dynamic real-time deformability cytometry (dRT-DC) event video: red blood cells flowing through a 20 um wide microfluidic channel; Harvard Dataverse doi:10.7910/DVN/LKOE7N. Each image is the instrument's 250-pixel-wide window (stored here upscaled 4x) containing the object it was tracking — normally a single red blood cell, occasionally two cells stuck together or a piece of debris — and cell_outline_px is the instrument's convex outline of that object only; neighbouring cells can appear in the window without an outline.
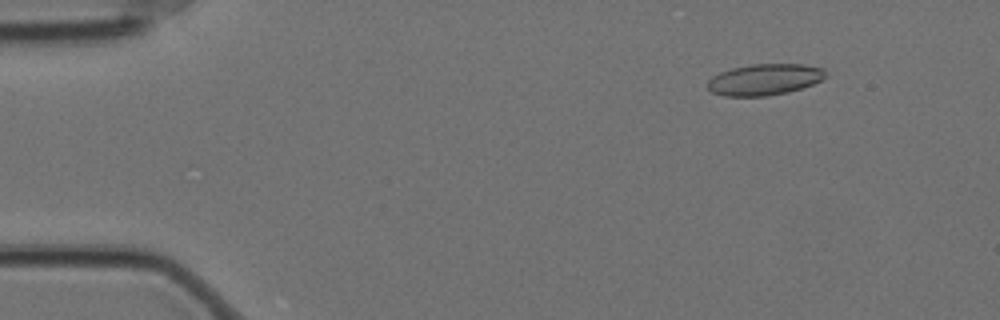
{"species": "Egyptian fruit bat (a non-hibernating species)", "species_latin": "Rousettus aegyptiacus", "temperature_condition": "cold", "stored_images_in_passage": 58, "camera_frame_rate_fps": 3000, "um_per_image_px": 0.085, "animal": {"sex": "female"}, "frame": {"image": 1, "passage_image": 7, "time_ms": 2.0, "image_size_px": [1000, 320], "cell_outline_px": [[828, 76], [812, 84], [788, 92], [764, 96], [724, 96], [712, 92], [708, 88], [708, 80], [712, 76], [720, 72], [732, 68], [752, 64], [804, 64], [824, 68]], "centroid_in_image_um": [64.99, 6.75], "position_along_channel_um": 20.0, "area_um2": 21.5}}
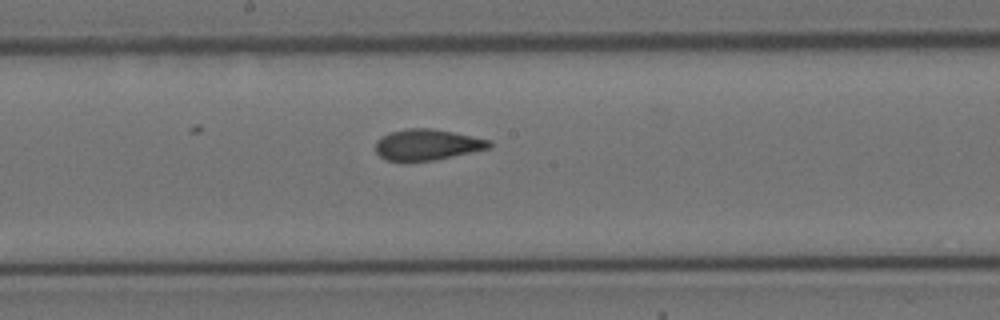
{"frame": {"image": 2, "passage_image": 31, "time_ms": 10.0, "image_size_px": [1000, 320], "cell_outline_px": [[492, 148], [432, 160], [384, 160], [376, 152], [376, 140], [392, 132], [408, 128], [432, 128], [492, 140]], "centroid_in_image_um": [36.35, 12.29], "position_along_channel_um": 211.9, "area_um2": 20.23}}
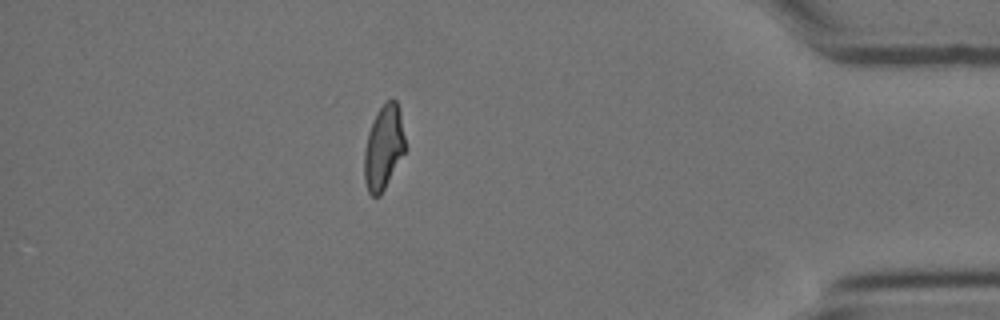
{"frame": {"image": 3, "passage_image": 51, "time_ms": 16.667, "image_size_px": [1000, 320], "cell_outline_px": [[408, 148], [380, 196], [372, 196], [368, 192], [364, 180], [364, 148], [368, 132], [376, 112], [392, 96], [396, 100], [400, 112]], "centroid_in_image_um": [32.63, 12.53], "position_along_channel_um": 402.6, "area_um2": 20.58}, "authors_computed_cell_mechanics": {"area_um2": 21.0392, "velocity_mm_per_s": 3.4902, "shape_relaxation_time_tau1_ms": null, "shape_relaxation_time_tau2_ms": 2.315, "deformation_change_tau1": null, "deformation_change_tau2": 0.0662}}